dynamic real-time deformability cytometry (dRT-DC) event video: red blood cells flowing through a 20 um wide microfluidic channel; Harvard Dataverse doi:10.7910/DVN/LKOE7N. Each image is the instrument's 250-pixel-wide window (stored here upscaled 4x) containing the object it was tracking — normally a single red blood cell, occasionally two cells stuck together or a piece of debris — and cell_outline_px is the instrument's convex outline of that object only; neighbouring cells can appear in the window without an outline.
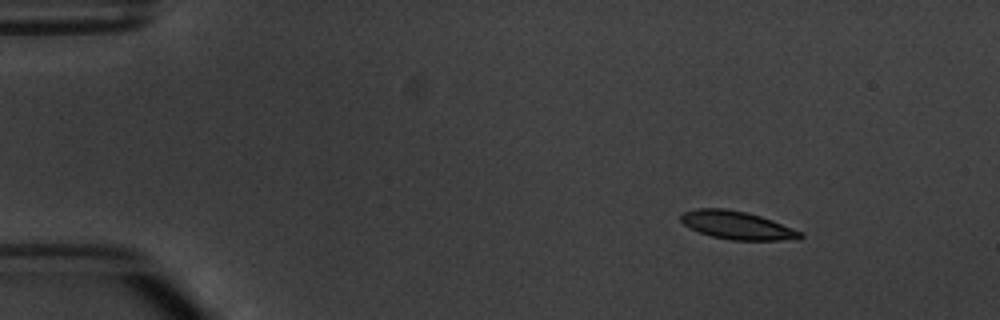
{"species": "common noctule bat (a hibernating species)", "species_latin": "Nyctalus noctula", "temperature_condition": "warm", "stored_images_in_passage": 8, "camera_frame_rate_fps": 3000, "um_per_image_px": 0.085, "animal": {"sex": "male", "body_mass_g": 20.1, "forearm_length_mm": 53.5}, "frame": {"image": 1, "passage_image": 1, "time_ms": 0.0, "image_size_px": [1000, 320], "cell_outline_px": [[804, 236], [800, 240], [732, 240], [712, 236], [700, 232], [684, 224], [680, 220], [680, 216], [684, 212], [696, 208], [724, 208], [744, 212], [760, 216], [772, 220], [804, 232]], "centroid_in_image_um": [62.71, 19.15], "position_along_channel_um": 22.3, "area_um2": 19.54}}
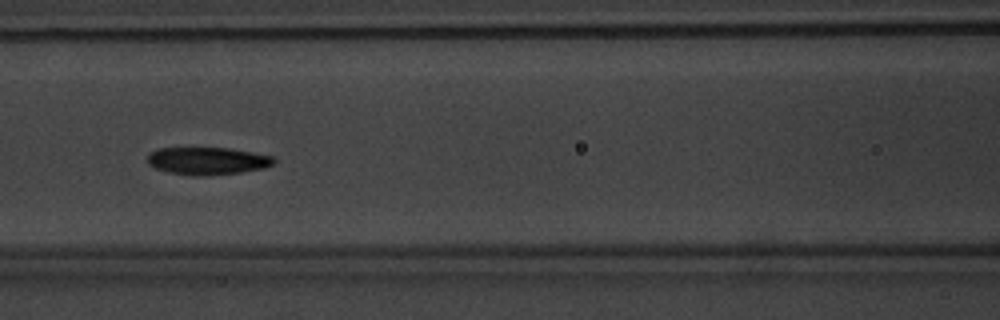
{"frame": {"image": 2, "passage_image": 6, "time_ms": 5.667, "image_size_px": [1000, 320], "cell_outline_px": [[276, 164], [264, 168], [240, 172], [208, 176], [192, 176], [168, 172], [156, 168], [148, 164], [148, 152], [160, 148], [228, 148], [252, 152], [272, 156], [276, 160]], "centroid_in_image_um": [17.64, 13.68], "position_along_channel_um": 149.0, "area_um2": 20.4}}
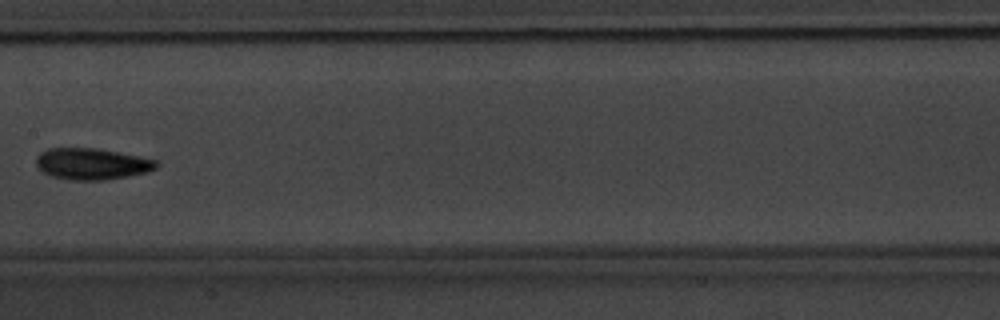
{"frame": {"image": 3, "passage_image": 7, "time_ms": 7.0, "image_size_px": [1000, 320], "cell_outline_px": [[160, 164], [156, 168], [148, 172], [128, 176], [104, 180], [68, 180], [48, 176], [36, 164], [36, 156], [40, 152], [48, 148], [96, 148], [156, 160]], "centroid_in_image_um": [7.78, 13.94], "position_along_channel_um": 199.6, "area_um2": 22.02}}